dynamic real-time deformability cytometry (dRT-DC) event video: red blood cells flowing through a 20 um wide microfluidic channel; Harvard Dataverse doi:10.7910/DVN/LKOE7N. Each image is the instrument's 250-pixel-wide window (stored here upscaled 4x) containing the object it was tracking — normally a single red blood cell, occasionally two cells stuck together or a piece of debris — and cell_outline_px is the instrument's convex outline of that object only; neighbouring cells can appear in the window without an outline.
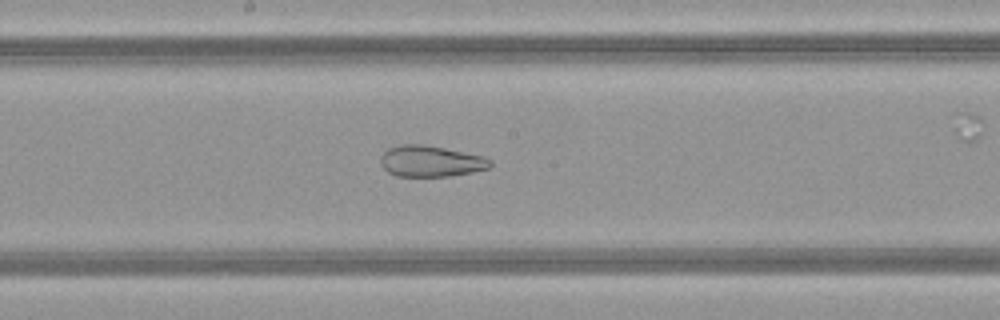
{"species": "common noctule bat (a hibernating species)", "species_latin": "Nyctalus noctula", "temperature_condition": "warm", "stored_images_in_passage": 49, "camera_frame_rate_fps": 3000, "um_per_image_px": 0.085, "animal": {"sex": "female", "body_mass_g": 21.9}, "frame": {"image": 1, "passage_image": 25, "time_ms": 8.0, "image_size_px": [1000, 320], "cell_outline_px": [[492, 168], [472, 172], [448, 176], [396, 176], [388, 172], [380, 164], [380, 156], [388, 148], [400, 144], [424, 144], [484, 156], [492, 160]], "centroid_in_image_um": [36.62, 13.7], "position_along_channel_um": 211.6, "area_um2": 20.06}}
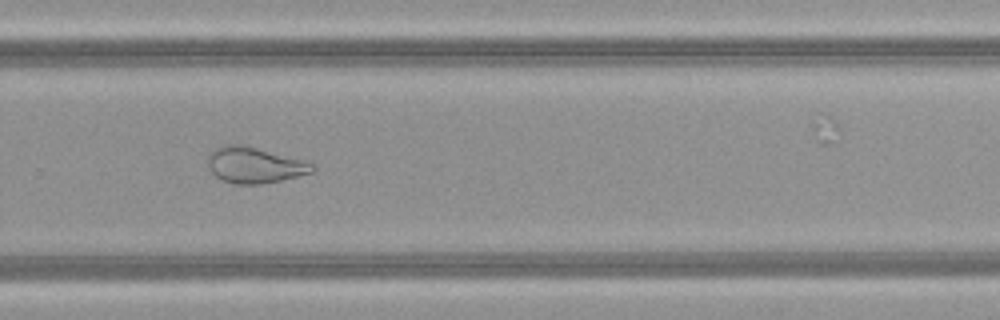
{"frame": {"image": 2, "passage_image": 32, "time_ms": 10.333, "image_size_px": [1000, 320], "cell_outline_px": [[316, 168], [312, 172], [280, 180], [260, 184], [236, 184], [224, 180], [216, 176], [208, 168], [208, 156], [212, 148], [224, 144], [240, 144], [304, 160], [316, 164]], "centroid_in_image_um": [21.61, 14.02], "position_along_channel_um": 308.2, "area_um2": 21.79}}
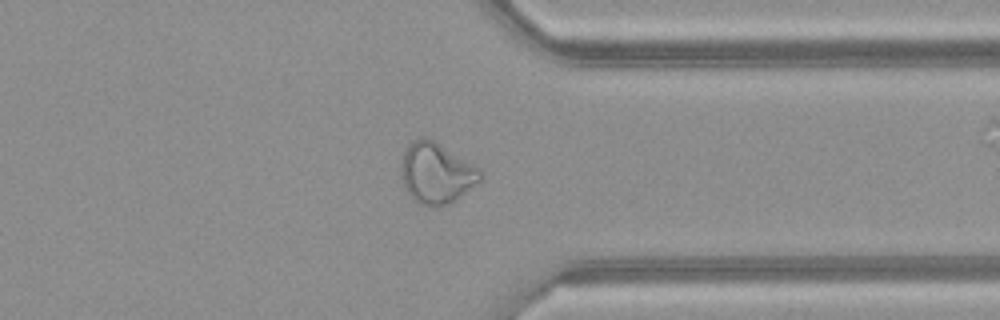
{"frame": {"image": 3, "passage_image": 37, "time_ms": 12.0, "image_size_px": [1000, 320], "cell_outline_px": [[484, 176], [480, 184], [456, 200], [448, 204], [420, 204], [412, 200], [400, 176], [400, 160], [408, 144], [412, 140], [424, 136], [436, 140], [480, 168], [484, 172]], "centroid_in_image_um": [37.13, 14.68], "position_along_channel_um": 374.3, "area_um2": 28.73}}